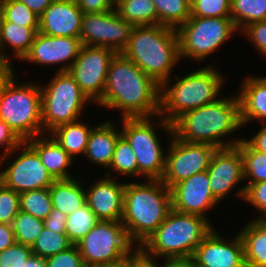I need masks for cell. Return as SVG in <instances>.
<instances>
[{
    "label": "cell",
    "instance_id": "1",
    "mask_svg": "<svg viewBox=\"0 0 266 267\" xmlns=\"http://www.w3.org/2000/svg\"><path fill=\"white\" fill-rule=\"evenodd\" d=\"M121 112L122 118L157 117L160 85L122 53L112 58L103 97L96 103Z\"/></svg>",
    "mask_w": 266,
    "mask_h": 267
},
{
    "label": "cell",
    "instance_id": "2",
    "mask_svg": "<svg viewBox=\"0 0 266 267\" xmlns=\"http://www.w3.org/2000/svg\"><path fill=\"white\" fill-rule=\"evenodd\" d=\"M172 127L174 135L186 142L216 148L236 146L242 138L227 140L226 137L243 128L237 93L183 113L172 123Z\"/></svg>",
    "mask_w": 266,
    "mask_h": 267
},
{
    "label": "cell",
    "instance_id": "3",
    "mask_svg": "<svg viewBox=\"0 0 266 267\" xmlns=\"http://www.w3.org/2000/svg\"><path fill=\"white\" fill-rule=\"evenodd\" d=\"M146 181L126 182L124 191L121 222L137 247L152 235L172 209L170 189L161 180Z\"/></svg>",
    "mask_w": 266,
    "mask_h": 267
},
{
    "label": "cell",
    "instance_id": "4",
    "mask_svg": "<svg viewBox=\"0 0 266 267\" xmlns=\"http://www.w3.org/2000/svg\"><path fill=\"white\" fill-rule=\"evenodd\" d=\"M121 53L159 85L172 78V70L181 61L176 29L159 24L134 26Z\"/></svg>",
    "mask_w": 266,
    "mask_h": 267
},
{
    "label": "cell",
    "instance_id": "5",
    "mask_svg": "<svg viewBox=\"0 0 266 267\" xmlns=\"http://www.w3.org/2000/svg\"><path fill=\"white\" fill-rule=\"evenodd\" d=\"M214 66L195 69L184 77L174 73L175 82H171V79L164 81L160 85L159 116L172 124L183 113L219 100L226 79Z\"/></svg>",
    "mask_w": 266,
    "mask_h": 267
},
{
    "label": "cell",
    "instance_id": "6",
    "mask_svg": "<svg viewBox=\"0 0 266 267\" xmlns=\"http://www.w3.org/2000/svg\"><path fill=\"white\" fill-rule=\"evenodd\" d=\"M213 229L212 223L201 216L171 209L165 220L139 248L157 260L190 257Z\"/></svg>",
    "mask_w": 266,
    "mask_h": 267
},
{
    "label": "cell",
    "instance_id": "7",
    "mask_svg": "<svg viewBox=\"0 0 266 267\" xmlns=\"http://www.w3.org/2000/svg\"><path fill=\"white\" fill-rule=\"evenodd\" d=\"M14 75L0 92V119L22 140L43 135L41 87L17 82Z\"/></svg>",
    "mask_w": 266,
    "mask_h": 267
},
{
    "label": "cell",
    "instance_id": "8",
    "mask_svg": "<svg viewBox=\"0 0 266 267\" xmlns=\"http://www.w3.org/2000/svg\"><path fill=\"white\" fill-rule=\"evenodd\" d=\"M148 118H122L121 134L133 149L138 165V177L145 176L146 180H160L165 170L166 152L161 146L156 126H160L167 136L174 135L172 124L162 116ZM156 125V126H155Z\"/></svg>",
    "mask_w": 266,
    "mask_h": 267
},
{
    "label": "cell",
    "instance_id": "9",
    "mask_svg": "<svg viewBox=\"0 0 266 267\" xmlns=\"http://www.w3.org/2000/svg\"><path fill=\"white\" fill-rule=\"evenodd\" d=\"M46 85H41L43 134L56 127L77 121L91 101L81 91L69 72H56Z\"/></svg>",
    "mask_w": 266,
    "mask_h": 267
},
{
    "label": "cell",
    "instance_id": "10",
    "mask_svg": "<svg viewBox=\"0 0 266 267\" xmlns=\"http://www.w3.org/2000/svg\"><path fill=\"white\" fill-rule=\"evenodd\" d=\"M176 31L180 58L199 64L238 30L231 17H190Z\"/></svg>",
    "mask_w": 266,
    "mask_h": 267
},
{
    "label": "cell",
    "instance_id": "11",
    "mask_svg": "<svg viewBox=\"0 0 266 267\" xmlns=\"http://www.w3.org/2000/svg\"><path fill=\"white\" fill-rule=\"evenodd\" d=\"M129 239L121 221H100L77 244L87 267L122 263L137 246Z\"/></svg>",
    "mask_w": 266,
    "mask_h": 267
},
{
    "label": "cell",
    "instance_id": "12",
    "mask_svg": "<svg viewBox=\"0 0 266 267\" xmlns=\"http://www.w3.org/2000/svg\"><path fill=\"white\" fill-rule=\"evenodd\" d=\"M216 149L208 144L186 142L173 135L166 153L165 170L160 180L171 189L176 183L206 171Z\"/></svg>",
    "mask_w": 266,
    "mask_h": 267
},
{
    "label": "cell",
    "instance_id": "13",
    "mask_svg": "<svg viewBox=\"0 0 266 267\" xmlns=\"http://www.w3.org/2000/svg\"><path fill=\"white\" fill-rule=\"evenodd\" d=\"M115 54L110 48L82 45L68 70L93 105L103 97L108 68Z\"/></svg>",
    "mask_w": 266,
    "mask_h": 267
},
{
    "label": "cell",
    "instance_id": "14",
    "mask_svg": "<svg viewBox=\"0 0 266 267\" xmlns=\"http://www.w3.org/2000/svg\"><path fill=\"white\" fill-rule=\"evenodd\" d=\"M115 9L82 15L80 40L82 45L106 47L121 53L127 46L133 29Z\"/></svg>",
    "mask_w": 266,
    "mask_h": 267
},
{
    "label": "cell",
    "instance_id": "15",
    "mask_svg": "<svg viewBox=\"0 0 266 267\" xmlns=\"http://www.w3.org/2000/svg\"><path fill=\"white\" fill-rule=\"evenodd\" d=\"M19 156L0 171V182L18 194L49 188L55 181L47 172L37 152L23 141L19 146Z\"/></svg>",
    "mask_w": 266,
    "mask_h": 267
},
{
    "label": "cell",
    "instance_id": "16",
    "mask_svg": "<svg viewBox=\"0 0 266 267\" xmlns=\"http://www.w3.org/2000/svg\"><path fill=\"white\" fill-rule=\"evenodd\" d=\"M207 173L211 192L219 202L226 199L232 190H236L235 195L243 200L245 186L237 187L244 181L243 156L237 146L217 148Z\"/></svg>",
    "mask_w": 266,
    "mask_h": 267
},
{
    "label": "cell",
    "instance_id": "17",
    "mask_svg": "<svg viewBox=\"0 0 266 267\" xmlns=\"http://www.w3.org/2000/svg\"><path fill=\"white\" fill-rule=\"evenodd\" d=\"M81 47L80 37H54L37 32L29 52L21 61L49 67L60 65L57 72H68Z\"/></svg>",
    "mask_w": 266,
    "mask_h": 267
},
{
    "label": "cell",
    "instance_id": "18",
    "mask_svg": "<svg viewBox=\"0 0 266 267\" xmlns=\"http://www.w3.org/2000/svg\"><path fill=\"white\" fill-rule=\"evenodd\" d=\"M170 191L173 210L208 221L210 218L206 214L220 203L211 192L207 170L176 183Z\"/></svg>",
    "mask_w": 266,
    "mask_h": 267
},
{
    "label": "cell",
    "instance_id": "19",
    "mask_svg": "<svg viewBox=\"0 0 266 267\" xmlns=\"http://www.w3.org/2000/svg\"><path fill=\"white\" fill-rule=\"evenodd\" d=\"M196 267H246L244 246L238 234L233 240L226 239L213 229L192 255Z\"/></svg>",
    "mask_w": 266,
    "mask_h": 267
},
{
    "label": "cell",
    "instance_id": "20",
    "mask_svg": "<svg viewBox=\"0 0 266 267\" xmlns=\"http://www.w3.org/2000/svg\"><path fill=\"white\" fill-rule=\"evenodd\" d=\"M119 182L104 175L85 188L86 204L101 221H121L126 182Z\"/></svg>",
    "mask_w": 266,
    "mask_h": 267
},
{
    "label": "cell",
    "instance_id": "21",
    "mask_svg": "<svg viewBox=\"0 0 266 267\" xmlns=\"http://www.w3.org/2000/svg\"><path fill=\"white\" fill-rule=\"evenodd\" d=\"M82 15L75 0H54L39 16L38 32L54 37H80Z\"/></svg>",
    "mask_w": 266,
    "mask_h": 267
},
{
    "label": "cell",
    "instance_id": "22",
    "mask_svg": "<svg viewBox=\"0 0 266 267\" xmlns=\"http://www.w3.org/2000/svg\"><path fill=\"white\" fill-rule=\"evenodd\" d=\"M47 135H39L26 142L37 152L42 164L54 180L75 178L68 170L73 164L74 158L50 134Z\"/></svg>",
    "mask_w": 266,
    "mask_h": 267
},
{
    "label": "cell",
    "instance_id": "23",
    "mask_svg": "<svg viewBox=\"0 0 266 267\" xmlns=\"http://www.w3.org/2000/svg\"><path fill=\"white\" fill-rule=\"evenodd\" d=\"M240 90L237 95L242 126L254 120L259 124L266 122V76L246 77Z\"/></svg>",
    "mask_w": 266,
    "mask_h": 267
},
{
    "label": "cell",
    "instance_id": "24",
    "mask_svg": "<svg viewBox=\"0 0 266 267\" xmlns=\"http://www.w3.org/2000/svg\"><path fill=\"white\" fill-rule=\"evenodd\" d=\"M98 124L90 132L84 156L90 163L97 164L107 170L112 162L121 129L118 130L116 122L108 119Z\"/></svg>",
    "mask_w": 266,
    "mask_h": 267
},
{
    "label": "cell",
    "instance_id": "25",
    "mask_svg": "<svg viewBox=\"0 0 266 267\" xmlns=\"http://www.w3.org/2000/svg\"><path fill=\"white\" fill-rule=\"evenodd\" d=\"M39 27H25L12 22H2L0 35V57L12 61H21L29 52ZM9 45V46H8ZM9 47L10 52L5 50ZM14 56V57H13ZM13 57V58H11ZM11 58V59H10Z\"/></svg>",
    "mask_w": 266,
    "mask_h": 267
},
{
    "label": "cell",
    "instance_id": "26",
    "mask_svg": "<svg viewBox=\"0 0 266 267\" xmlns=\"http://www.w3.org/2000/svg\"><path fill=\"white\" fill-rule=\"evenodd\" d=\"M238 233L244 246L246 267H266V220L253 218Z\"/></svg>",
    "mask_w": 266,
    "mask_h": 267
},
{
    "label": "cell",
    "instance_id": "27",
    "mask_svg": "<svg viewBox=\"0 0 266 267\" xmlns=\"http://www.w3.org/2000/svg\"><path fill=\"white\" fill-rule=\"evenodd\" d=\"M78 178L55 180L49 187L54 209L69 215L86 204L85 186Z\"/></svg>",
    "mask_w": 266,
    "mask_h": 267
},
{
    "label": "cell",
    "instance_id": "28",
    "mask_svg": "<svg viewBox=\"0 0 266 267\" xmlns=\"http://www.w3.org/2000/svg\"><path fill=\"white\" fill-rule=\"evenodd\" d=\"M92 128L79 119L56 127L49 134L72 158L76 159L75 156L85 154Z\"/></svg>",
    "mask_w": 266,
    "mask_h": 267
},
{
    "label": "cell",
    "instance_id": "29",
    "mask_svg": "<svg viewBox=\"0 0 266 267\" xmlns=\"http://www.w3.org/2000/svg\"><path fill=\"white\" fill-rule=\"evenodd\" d=\"M117 14L133 26L157 25L153 0H121L115 5Z\"/></svg>",
    "mask_w": 266,
    "mask_h": 267
},
{
    "label": "cell",
    "instance_id": "30",
    "mask_svg": "<svg viewBox=\"0 0 266 267\" xmlns=\"http://www.w3.org/2000/svg\"><path fill=\"white\" fill-rule=\"evenodd\" d=\"M157 25L177 29L191 17V0H153Z\"/></svg>",
    "mask_w": 266,
    "mask_h": 267
},
{
    "label": "cell",
    "instance_id": "31",
    "mask_svg": "<svg viewBox=\"0 0 266 267\" xmlns=\"http://www.w3.org/2000/svg\"><path fill=\"white\" fill-rule=\"evenodd\" d=\"M243 156L245 188L256 182L266 181V153L254 149L242 138L236 145Z\"/></svg>",
    "mask_w": 266,
    "mask_h": 267
},
{
    "label": "cell",
    "instance_id": "32",
    "mask_svg": "<svg viewBox=\"0 0 266 267\" xmlns=\"http://www.w3.org/2000/svg\"><path fill=\"white\" fill-rule=\"evenodd\" d=\"M231 18L239 33L249 24L266 20V0H231Z\"/></svg>",
    "mask_w": 266,
    "mask_h": 267
},
{
    "label": "cell",
    "instance_id": "33",
    "mask_svg": "<svg viewBox=\"0 0 266 267\" xmlns=\"http://www.w3.org/2000/svg\"><path fill=\"white\" fill-rule=\"evenodd\" d=\"M115 172L121 176H127L128 178L138 177L136 155L129 142L122 134L118 137L112 162L108 170H105L103 174L112 178V173Z\"/></svg>",
    "mask_w": 266,
    "mask_h": 267
},
{
    "label": "cell",
    "instance_id": "34",
    "mask_svg": "<svg viewBox=\"0 0 266 267\" xmlns=\"http://www.w3.org/2000/svg\"><path fill=\"white\" fill-rule=\"evenodd\" d=\"M100 221L89 206L85 204L67 215L65 234L73 245H77Z\"/></svg>",
    "mask_w": 266,
    "mask_h": 267
},
{
    "label": "cell",
    "instance_id": "35",
    "mask_svg": "<svg viewBox=\"0 0 266 267\" xmlns=\"http://www.w3.org/2000/svg\"><path fill=\"white\" fill-rule=\"evenodd\" d=\"M20 210L39 219H46L53 206L49 188L31 190L19 194Z\"/></svg>",
    "mask_w": 266,
    "mask_h": 267
},
{
    "label": "cell",
    "instance_id": "36",
    "mask_svg": "<svg viewBox=\"0 0 266 267\" xmlns=\"http://www.w3.org/2000/svg\"><path fill=\"white\" fill-rule=\"evenodd\" d=\"M73 244L66 234H58L45 228L31 246L33 256L45 260L59 252L67 250Z\"/></svg>",
    "mask_w": 266,
    "mask_h": 267
},
{
    "label": "cell",
    "instance_id": "37",
    "mask_svg": "<svg viewBox=\"0 0 266 267\" xmlns=\"http://www.w3.org/2000/svg\"><path fill=\"white\" fill-rule=\"evenodd\" d=\"M15 240L23 245L32 246L44 229L42 219L20 210L12 223Z\"/></svg>",
    "mask_w": 266,
    "mask_h": 267
},
{
    "label": "cell",
    "instance_id": "38",
    "mask_svg": "<svg viewBox=\"0 0 266 267\" xmlns=\"http://www.w3.org/2000/svg\"><path fill=\"white\" fill-rule=\"evenodd\" d=\"M2 22L39 27V16L18 0H1Z\"/></svg>",
    "mask_w": 266,
    "mask_h": 267
},
{
    "label": "cell",
    "instance_id": "39",
    "mask_svg": "<svg viewBox=\"0 0 266 267\" xmlns=\"http://www.w3.org/2000/svg\"><path fill=\"white\" fill-rule=\"evenodd\" d=\"M191 17H231V0H191Z\"/></svg>",
    "mask_w": 266,
    "mask_h": 267
},
{
    "label": "cell",
    "instance_id": "40",
    "mask_svg": "<svg viewBox=\"0 0 266 267\" xmlns=\"http://www.w3.org/2000/svg\"><path fill=\"white\" fill-rule=\"evenodd\" d=\"M19 211V194L0 182V223L12 224Z\"/></svg>",
    "mask_w": 266,
    "mask_h": 267
},
{
    "label": "cell",
    "instance_id": "41",
    "mask_svg": "<svg viewBox=\"0 0 266 267\" xmlns=\"http://www.w3.org/2000/svg\"><path fill=\"white\" fill-rule=\"evenodd\" d=\"M32 256L30 246L15 242L0 252V267H23Z\"/></svg>",
    "mask_w": 266,
    "mask_h": 267
},
{
    "label": "cell",
    "instance_id": "42",
    "mask_svg": "<svg viewBox=\"0 0 266 267\" xmlns=\"http://www.w3.org/2000/svg\"><path fill=\"white\" fill-rule=\"evenodd\" d=\"M243 201L247 202L256 211H259L257 220H266V181L256 182L245 188Z\"/></svg>",
    "mask_w": 266,
    "mask_h": 267
},
{
    "label": "cell",
    "instance_id": "43",
    "mask_svg": "<svg viewBox=\"0 0 266 267\" xmlns=\"http://www.w3.org/2000/svg\"><path fill=\"white\" fill-rule=\"evenodd\" d=\"M22 142L16 133L0 119V148H4V152L0 153V167L12 157V154L15 155L14 153L20 151L19 146Z\"/></svg>",
    "mask_w": 266,
    "mask_h": 267
},
{
    "label": "cell",
    "instance_id": "44",
    "mask_svg": "<svg viewBox=\"0 0 266 267\" xmlns=\"http://www.w3.org/2000/svg\"><path fill=\"white\" fill-rule=\"evenodd\" d=\"M48 267H86L77 245L45 259Z\"/></svg>",
    "mask_w": 266,
    "mask_h": 267
},
{
    "label": "cell",
    "instance_id": "45",
    "mask_svg": "<svg viewBox=\"0 0 266 267\" xmlns=\"http://www.w3.org/2000/svg\"><path fill=\"white\" fill-rule=\"evenodd\" d=\"M240 33L245 34L258 53L266 57V20L249 24Z\"/></svg>",
    "mask_w": 266,
    "mask_h": 267
},
{
    "label": "cell",
    "instance_id": "46",
    "mask_svg": "<svg viewBox=\"0 0 266 267\" xmlns=\"http://www.w3.org/2000/svg\"><path fill=\"white\" fill-rule=\"evenodd\" d=\"M75 2L83 14L107 12L115 9L112 0H75Z\"/></svg>",
    "mask_w": 266,
    "mask_h": 267
},
{
    "label": "cell",
    "instance_id": "47",
    "mask_svg": "<svg viewBox=\"0 0 266 267\" xmlns=\"http://www.w3.org/2000/svg\"><path fill=\"white\" fill-rule=\"evenodd\" d=\"M157 259L146 255L137 247L129 256L125 258V267H159Z\"/></svg>",
    "mask_w": 266,
    "mask_h": 267
},
{
    "label": "cell",
    "instance_id": "48",
    "mask_svg": "<svg viewBox=\"0 0 266 267\" xmlns=\"http://www.w3.org/2000/svg\"><path fill=\"white\" fill-rule=\"evenodd\" d=\"M67 215L59 210L52 209L51 213L43 220L44 227L58 234H65Z\"/></svg>",
    "mask_w": 266,
    "mask_h": 267
},
{
    "label": "cell",
    "instance_id": "49",
    "mask_svg": "<svg viewBox=\"0 0 266 267\" xmlns=\"http://www.w3.org/2000/svg\"><path fill=\"white\" fill-rule=\"evenodd\" d=\"M16 242L12 224L0 223V252Z\"/></svg>",
    "mask_w": 266,
    "mask_h": 267
},
{
    "label": "cell",
    "instance_id": "50",
    "mask_svg": "<svg viewBox=\"0 0 266 267\" xmlns=\"http://www.w3.org/2000/svg\"><path fill=\"white\" fill-rule=\"evenodd\" d=\"M11 62L12 61L0 57V92L16 73Z\"/></svg>",
    "mask_w": 266,
    "mask_h": 267
},
{
    "label": "cell",
    "instance_id": "51",
    "mask_svg": "<svg viewBox=\"0 0 266 267\" xmlns=\"http://www.w3.org/2000/svg\"><path fill=\"white\" fill-rule=\"evenodd\" d=\"M261 129L251 138L245 140L256 150L266 153V122L261 123Z\"/></svg>",
    "mask_w": 266,
    "mask_h": 267
},
{
    "label": "cell",
    "instance_id": "52",
    "mask_svg": "<svg viewBox=\"0 0 266 267\" xmlns=\"http://www.w3.org/2000/svg\"><path fill=\"white\" fill-rule=\"evenodd\" d=\"M159 267H196L192 256L190 257H175L163 258L162 264Z\"/></svg>",
    "mask_w": 266,
    "mask_h": 267
},
{
    "label": "cell",
    "instance_id": "53",
    "mask_svg": "<svg viewBox=\"0 0 266 267\" xmlns=\"http://www.w3.org/2000/svg\"><path fill=\"white\" fill-rule=\"evenodd\" d=\"M25 4L31 11L40 16L54 0H18Z\"/></svg>",
    "mask_w": 266,
    "mask_h": 267
},
{
    "label": "cell",
    "instance_id": "54",
    "mask_svg": "<svg viewBox=\"0 0 266 267\" xmlns=\"http://www.w3.org/2000/svg\"><path fill=\"white\" fill-rule=\"evenodd\" d=\"M23 267H48L45 260L32 256Z\"/></svg>",
    "mask_w": 266,
    "mask_h": 267
},
{
    "label": "cell",
    "instance_id": "55",
    "mask_svg": "<svg viewBox=\"0 0 266 267\" xmlns=\"http://www.w3.org/2000/svg\"><path fill=\"white\" fill-rule=\"evenodd\" d=\"M102 267H125V260L122 263L109 265V266H102Z\"/></svg>",
    "mask_w": 266,
    "mask_h": 267
},
{
    "label": "cell",
    "instance_id": "56",
    "mask_svg": "<svg viewBox=\"0 0 266 267\" xmlns=\"http://www.w3.org/2000/svg\"><path fill=\"white\" fill-rule=\"evenodd\" d=\"M1 24H2V11H1V0H0V35H1Z\"/></svg>",
    "mask_w": 266,
    "mask_h": 267
},
{
    "label": "cell",
    "instance_id": "57",
    "mask_svg": "<svg viewBox=\"0 0 266 267\" xmlns=\"http://www.w3.org/2000/svg\"><path fill=\"white\" fill-rule=\"evenodd\" d=\"M121 0H112V2L116 5Z\"/></svg>",
    "mask_w": 266,
    "mask_h": 267
}]
</instances>
